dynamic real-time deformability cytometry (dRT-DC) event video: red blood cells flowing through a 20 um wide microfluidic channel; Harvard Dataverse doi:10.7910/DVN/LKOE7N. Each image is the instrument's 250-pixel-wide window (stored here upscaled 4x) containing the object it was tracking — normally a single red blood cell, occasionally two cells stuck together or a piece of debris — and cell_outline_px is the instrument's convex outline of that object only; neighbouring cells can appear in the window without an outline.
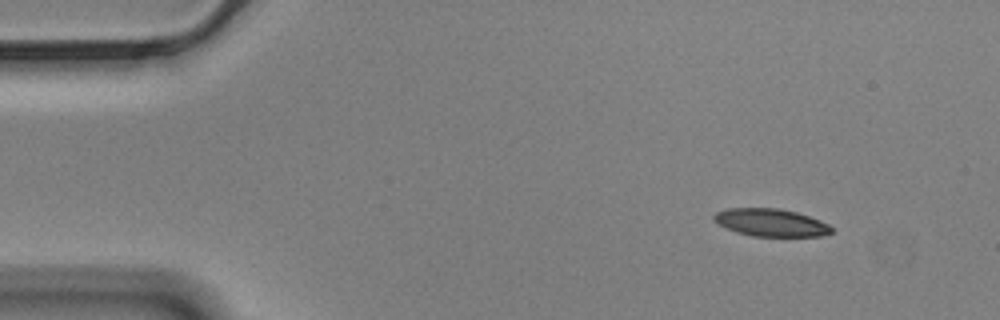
{"species": "Egyptian fruit bat (a non-hibernating species)", "species_latin": "Rousettus aegyptiacus", "temperature_condition": "cold", "stored_images_in_passage": 53, "camera_frame_rate_fps": 3000, "um_per_image_px": 0.085, "animal": {"sex": "male"}, "frame": {"image": 1, "passage_image": 1, "time_ms": 0.0, "image_size_px": [1000, 320], "cell_outline_px": [[832, 232], [820, 236], [752, 236], [736, 232], [712, 220], [712, 216], [716, 212], [728, 208], [780, 208], [796, 212], [820, 220], [828, 224], [832, 228]], "centroid_in_image_um": [65.5, 18.91], "position_along_channel_um": 19.5, "area_um2": 18.84}}
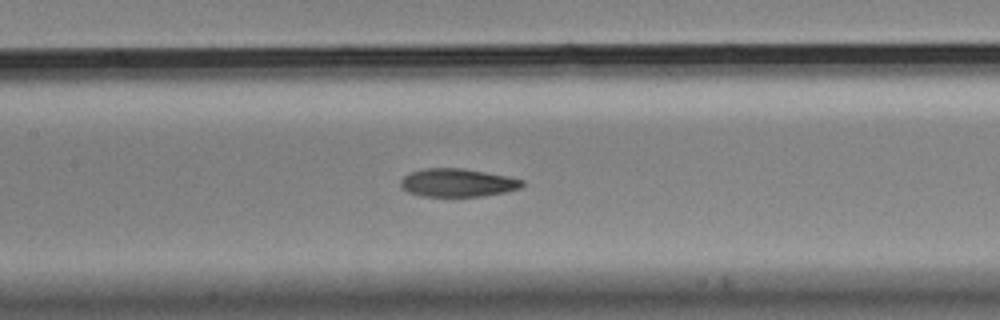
{"frame": {"image": 2, "passage_image": 21, "time_ms": 6.667, "image_size_px": [1000, 320], "cell_outline_px": [[524, 184], [520, 188], [504, 192], [480, 196], [424, 196], [408, 192], [400, 184], [400, 180], [408, 172], [424, 168], [464, 168], [508, 176], [524, 180]], "centroid_in_image_um": [38.88, 15.51], "position_along_channel_um": 168.5, "area_um2": 19.94}}
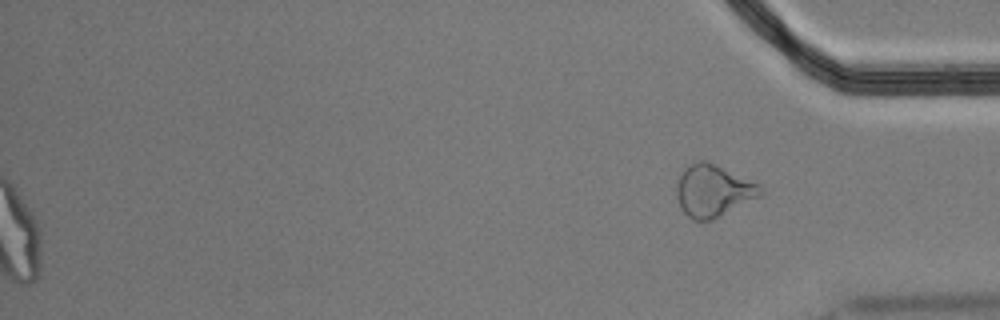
{"frame": {"image": 3, "passage_image": 53, "time_ms": 17.333, "image_size_px": [1000, 320], "cell_outline_px": [[764, 196], [712, 220], [692, 220], [680, 208], [676, 196], [676, 184], [684, 168], [700, 160], [708, 160], [760, 184], [764, 192]], "centroid_in_image_um": [60.66, 16.22], "position_along_channel_um": 374.5, "area_um2": 25.89}, "authors_computed_cell_mechanics": {"area_um2": 20.6924, "velocity_mm_per_s": 3.4886, "shape_relaxation_time_tau1_ms": null, "shape_relaxation_time_tau2_ms": 3.8633, "deformation_change_tau1": null, "deformation_change_tau2": 0.1103}}